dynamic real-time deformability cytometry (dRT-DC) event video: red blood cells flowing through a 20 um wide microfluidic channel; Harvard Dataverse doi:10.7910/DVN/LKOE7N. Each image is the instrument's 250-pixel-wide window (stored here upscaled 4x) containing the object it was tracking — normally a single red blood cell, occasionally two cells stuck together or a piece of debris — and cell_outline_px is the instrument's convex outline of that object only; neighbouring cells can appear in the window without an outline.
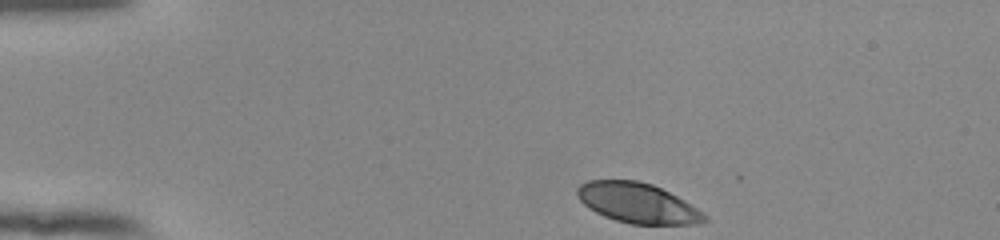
{"species": "human", "species_latin": "Homo sapiens", "temperature_condition": "room temperature", "stored_images_in_passage": 44, "camera_frame_rate_fps": 3000, "um_per_image_px": 0.085, "donor": {"sex": "female"}, "frame": {"image": 1, "passage_image": 1, "time_ms": 0.0, "image_size_px": [1000, 240], "cell_outline_px": [[708, 220], [696, 224], [632, 224], [616, 220], [604, 216], [596, 212], [584, 204], [576, 196], [576, 188], [580, 184], [588, 180], [636, 180], [652, 184], [684, 200], [704, 212], [708, 216]], "centroid_in_image_um": [54.19, 17.25], "position_along_channel_um": 30.8, "area_um2": 29.65}}
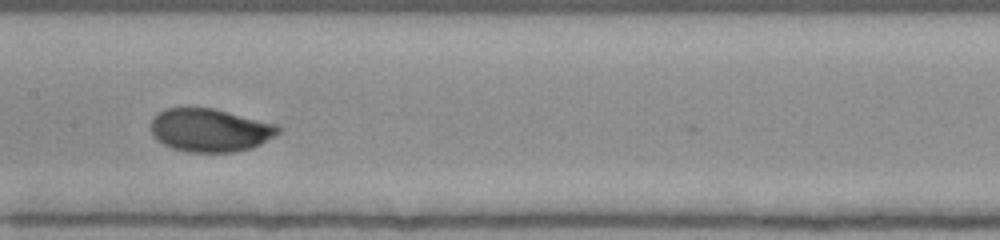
{"frame": {"image": 2, "passage_image": 19, "time_ms": 6.0, "image_size_px": [1000, 240], "cell_outline_px": [[284, 128], [276, 136], [252, 148], [232, 152], [188, 152], [172, 148], [164, 144], [152, 136], [152, 116], [168, 108], [212, 108], [280, 124]], "centroid_in_image_um": [17.91, 11.06], "position_along_channel_um": 189.5, "area_um2": 32.25}}
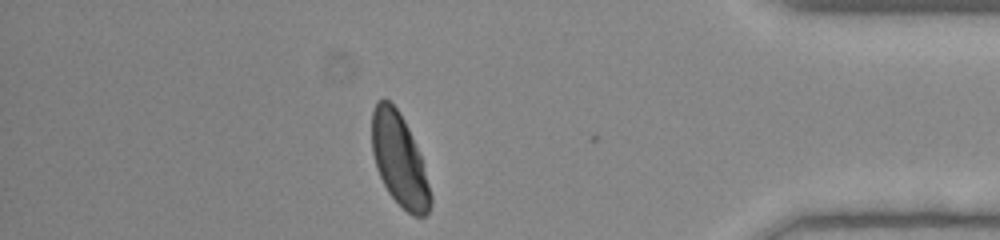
{"frame": {"image": 3, "passage_image": 38, "time_ms": 12.333, "image_size_px": [1000, 240], "cell_outline_px": [[432, 204], [428, 212], [424, 216], [412, 216], [388, 192], [376, 168], [372, 152], [372, 112], [376, 100], [388, 100], [396, 108], [404, 120], [408, 128], [420, 156], [432, 196]], "centroid_in_image_um": [33.93, 13.6], "position_along_channel_um": 401.3, "area_um2": 31.04}, "authors_computed_cell_mechanics": {"area_um2": 31.5877, "velocity_mm_per_s": 3.8551, "shape_relaxation_time_tau1_ms": 2.4788, "shape_relaxation_time_tau2_ms": null, "deformation_change_tau1": 0.1241, "deformation_change_tau2": null}}